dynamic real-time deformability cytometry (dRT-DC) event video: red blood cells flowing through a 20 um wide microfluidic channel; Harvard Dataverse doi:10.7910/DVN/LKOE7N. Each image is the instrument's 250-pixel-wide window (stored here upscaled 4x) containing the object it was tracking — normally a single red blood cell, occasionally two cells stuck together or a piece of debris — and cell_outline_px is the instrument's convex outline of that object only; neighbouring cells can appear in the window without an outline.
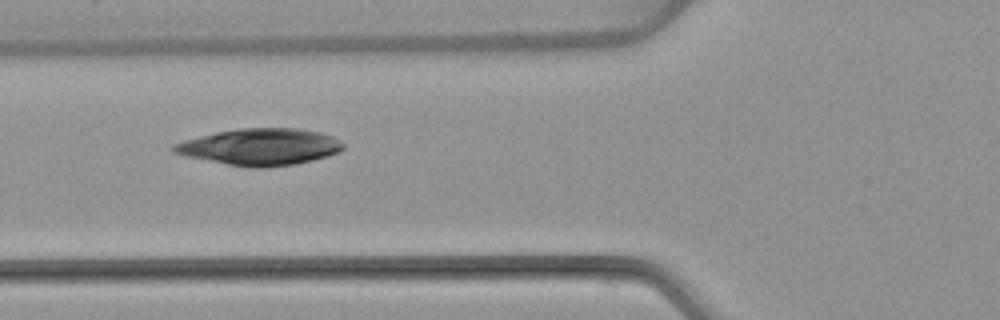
{"species": "common noctule bat (a hibernating species)", "species_latin": "Nyctalus noctula", "temperature_condition": "warm", "stored_images_in_passage": 44, "camera_frame_rate_fps": 3000, "um_per_image_px": 0.085, "animal": {"sex": "female", "body_mass_g": 22.7, "forearm_length_mm": 54.2}, "frame": {"image": 1, "passage_image": 10, "time_ms": 3.0, "image_size_px": [1000, 320], "cell_outline_px": [[344, 148], [340, 152], [328, 156], [312, 160], [292, 164], [264, 168], [252, 168], [228, 164], [184, 156], [172, 152], [168, 148], [172, 144], [184, 140], [216, 132], [240, 128], [296, 128], [320, 132], [332, 136], [340, 140], [344, 144]], "centroid_in_image_um": [22.09, 12.48], "position_along_channel_um": 103.7, "area_um2": 36.3}}
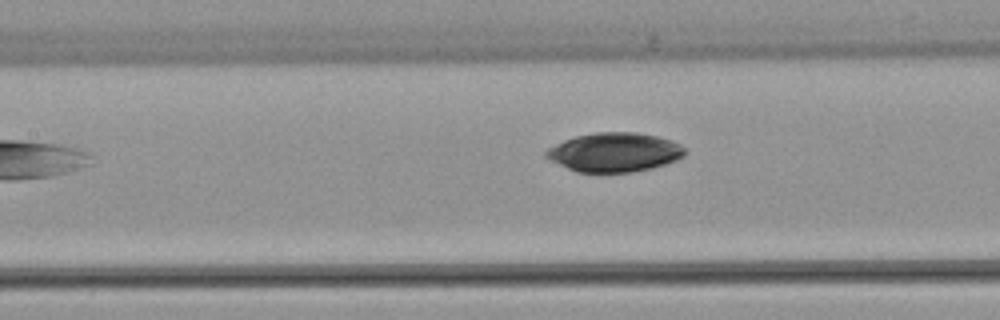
{"frame": {"image": 2, "passage_image": 14, "time_ms": 4.333, "image_size_px": [1000, 320], "cell_outline_px": [[684, 156], [676, 160], [652, 168], [632, 172], [576, 172], [548, 160], [544, 156], [544, 152], [548, 148], [564, 140], [576, 136], [596, 132], [636, 132], [656, 136], [672, 140], [680, 144], [684, 148]], "centroid_in_image_um": [52.2, 12.94], "position_along_channel_um": 155.2, "area_um2": 31.67}}
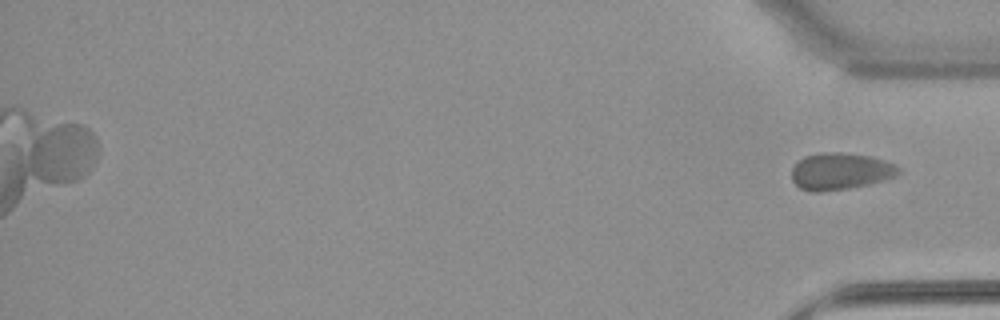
{"frame": {"image": 3, "passage_image": 44, "time_ms": 14.333, "image_size_px": [1000, 320], "cell_outline_px": [[900, 172], [896, 176], [884, 180], [868, 184], [848, 188], [820, 192], [812, 192], [800, 188], [792, 180], [792, 168], [804, 156], [820, 152], [840, 152], [868, 156], [884, 160], [896, 164], [900, 168]], "centroid_in_image_um": [71.43, 14.56], "position_along_channel_um": 363.8, "area_um2": 22.95}}